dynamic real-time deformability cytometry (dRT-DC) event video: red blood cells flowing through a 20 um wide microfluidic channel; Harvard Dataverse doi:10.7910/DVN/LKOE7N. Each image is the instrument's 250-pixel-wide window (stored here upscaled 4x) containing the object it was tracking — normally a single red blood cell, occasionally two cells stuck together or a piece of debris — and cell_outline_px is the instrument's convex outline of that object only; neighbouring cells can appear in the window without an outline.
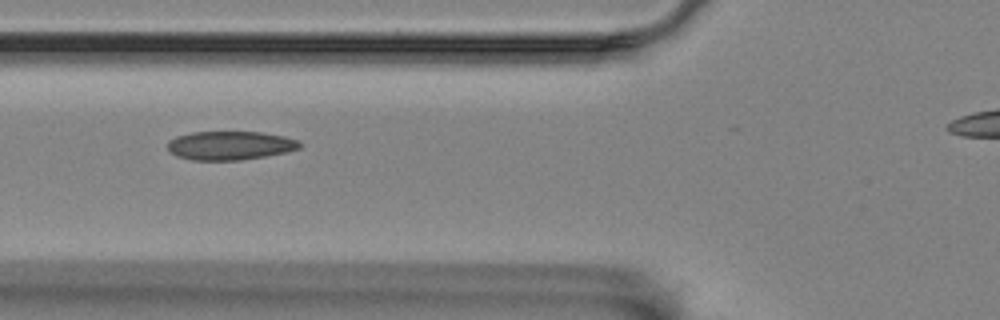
{"species": "Egyptian fruit bat (a non-hibernating species)", "species_latin": "Rousettus aegyptiacus", "temperature_condition": "room temperature", "stored_images_in_passage": 4, "camera_frame_rate_fps": 3000, "um_per_image_px": 0.085, "animal": {"sex": "female"}, "frame": {"image": 1, "passage_image": 2, "time_ms": 0.333, "image_size_px": [1000, 320], "cell_outline_px": [[300, 148], [288, 152], [240, 160], [192, 160], [176, 156], [168, 148], [168, 140], [176, 136], [192, 132], [260, 132], [284, 136], [300, 140]], "centroid_in_image_um": [19.56, 12.36], "position_along_channel_um": 106.2, "area_um2": 22.14}}
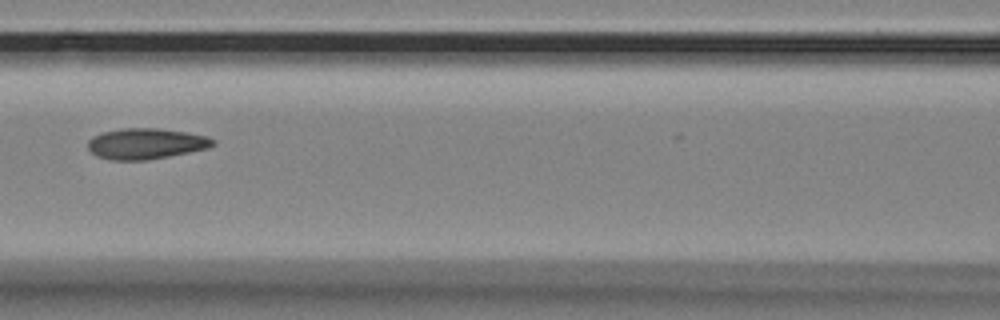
{"frame": {"image": 2, "passage_image": 3, "time_ms": 0.667, "image_size_px": [1000, 320], "cell_outline_px": [[216, 144], [208, 148], [148, 160], [112, 160], [96, 156], [88, 148], [88, 140], [92, 136], [100, 132], [120, 128], [156, 128], [184, 132], [208, 136], [216, 140]], "centroid_in_image_um": [12.38, 12.2], "position_along_channel_um": 154.2, "area_um2": 22.54}}
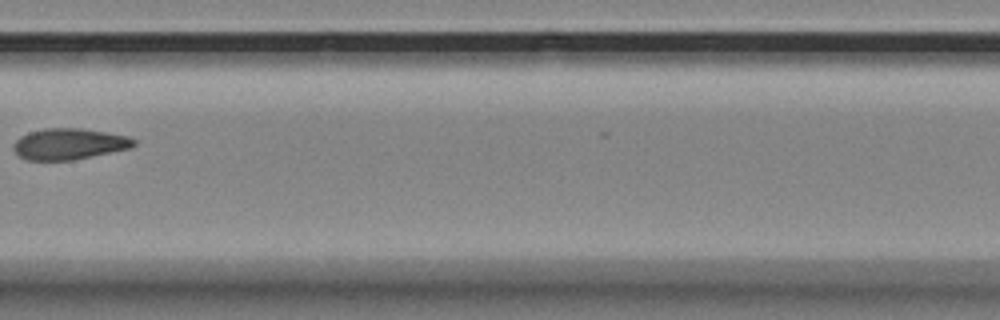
{"frame": {"image": 3, "passage_image": 4, "time_ms": 1.0, "image_size_px": [1000, 320], "cell_outline_px": [[136, 144], [132, 148], [72, 160], [24, 160], [12, 148], [12, 144], [20, 136], [28, 132], [44, 128], [80, 128], [128, 136], [136, 140]], "centroid_in_image_um": [5.86, 12.23], "position_along_channel_um": 201.5, "area_um2": 21.91}}